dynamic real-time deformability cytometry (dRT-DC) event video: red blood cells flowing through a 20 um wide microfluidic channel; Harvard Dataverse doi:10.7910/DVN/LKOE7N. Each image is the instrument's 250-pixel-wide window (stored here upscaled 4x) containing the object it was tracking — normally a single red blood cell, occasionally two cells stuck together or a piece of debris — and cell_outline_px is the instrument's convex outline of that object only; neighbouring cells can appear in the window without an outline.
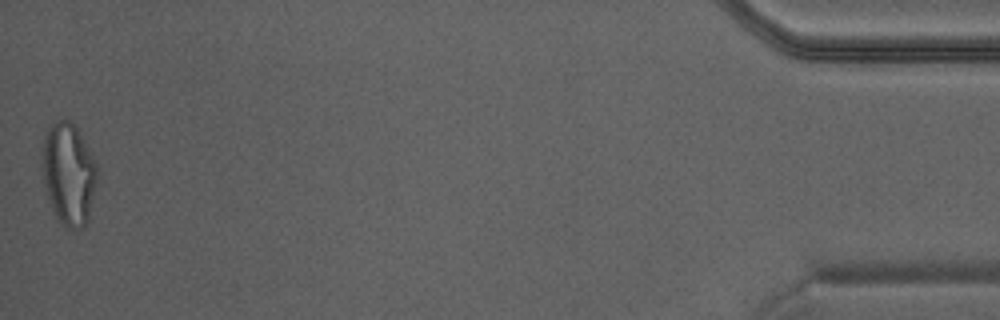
{"species": "Egyptian fruit bat (a non-hibernating species)", "species_latin": "Rousettus aegyptiacus", "temperature_condition": "warm", "stored_images_in_passage": 41, "camera_frame_rate_fps": 3000, "um_per_image_px": 0.085, "animal": {"sex": "male"}, "frame": {"image": 1, "passage_image": 41, "time_ms": 13.333, "image_size_px": [1000, 320], "cell_outline_px": [[96, 176], [88, 220], [80, 228], [64, 228], [56, 220], [48, 200], [40, 164], [40, 156], [44, 140], [48, 128], [52, 124], [60, 120], [72, 120], [96, 164]], "centroid_in_image_um": [5.77, 14.8], "position_along_channel_um": 429.4, "area_um2": 32.48}}